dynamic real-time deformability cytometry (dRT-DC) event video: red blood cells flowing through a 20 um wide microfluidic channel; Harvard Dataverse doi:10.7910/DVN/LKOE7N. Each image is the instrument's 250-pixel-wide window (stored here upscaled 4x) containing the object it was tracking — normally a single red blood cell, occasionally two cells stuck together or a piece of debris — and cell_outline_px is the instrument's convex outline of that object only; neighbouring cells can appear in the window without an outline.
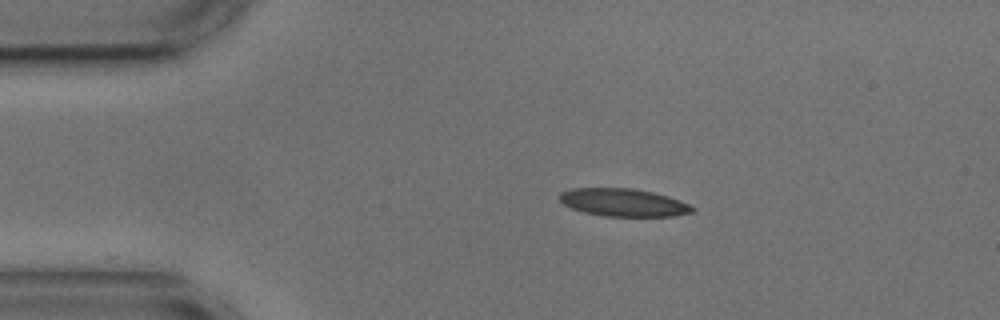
{"species": "common noctule bat (a hibernating species)", "species_latin": "Nyctalus noctula", "temperature_condition": "cold", "stored_images_in_passage": 16, "camera_frame_rate_fps": 3000, "um_per_image_px": 0.085, "animal": {"sex": "male", "body_mass_g": 17.9, "forearm_length_mm": 54.2}, "frame": {"image": 1, "passage_image": 1, "time_ms": 0.0, "image_size_px": [1000, 320], "cell_outline_px": [[696, 208], [692, 212], [672, 216], [604, 216], [584, 212], [572, 208], [564, 204], [560, 200], [560, 192], [572, 188], [632, 188], [652, 192], [668, 196], [680, 200]], "centroid_in_image_um": [52.99, 17.21], "position_along_channel_um": 32.0, "area_um2": 21.39}}
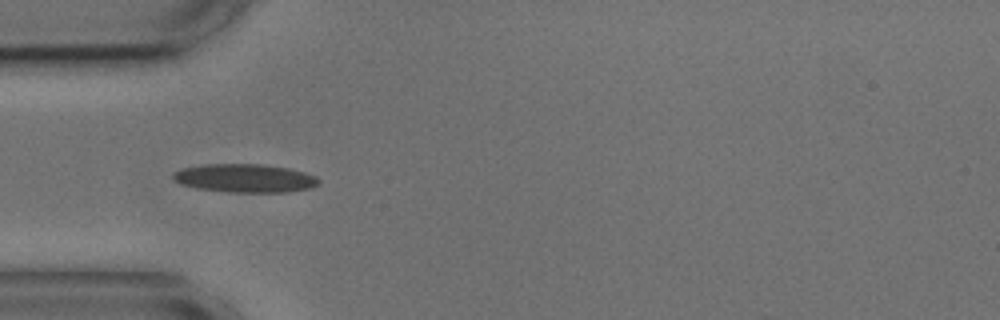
{"frame": {"image": 2, "passage_image": 7, "time_ms": 2.0, "image_size_px": [1000, 320], "cell_outline_px": [[320, 184], [312, 188], [288, 192], [228, 192], [196, 188], [180, 184], [172, 180], [172, 172], [180, 168], [204, 164], [264, 164], [288, 168], [304, 172], [316, 176], [320, 180]], "centroid_in_image_um": [20.8, 15.14], "position_along_channel_um": 64.2, "area_um2": 24.51}}